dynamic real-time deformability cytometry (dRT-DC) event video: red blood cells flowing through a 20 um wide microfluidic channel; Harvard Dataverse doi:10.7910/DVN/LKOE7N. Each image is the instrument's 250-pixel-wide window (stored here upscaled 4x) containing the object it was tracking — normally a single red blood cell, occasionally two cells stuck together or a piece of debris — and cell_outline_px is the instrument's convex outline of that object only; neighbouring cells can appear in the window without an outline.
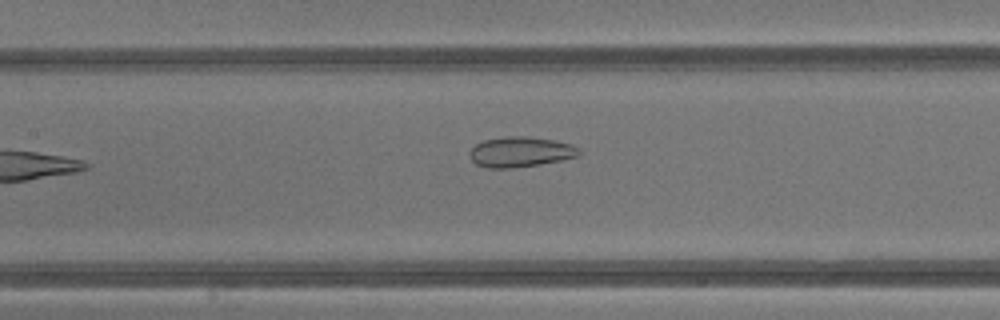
{"species": "common noctule bat (a hibernating species)", "species_latin": "Nyctalus noctula", "temperature_condition": "warm", "stored_images_in_passage": 23, "camera_frame_rate_fps": 3000, "um_per_image_px": 0.085, "animal": {"sex": "male", "body_mass_g": 13.3}, "frame": {"image": 1, "passage_image": 7, "time_ms": 2.0, "image_size_px": [1000, 320], "cell_outline_px": [[580, 152], [576, 156], [560, 160], [540, 164], [512, 168], [488, 168], [476, 164], [472, 160], [468, 152], [476, 144], [484, 140], [504, 136], [528, 136], [552, 140], [572, 144], [580, 148]], "centroid_in_image_um": [44.21, 12.9], "position_along_channel_um": 163.2, "area_um2": 19.25}}
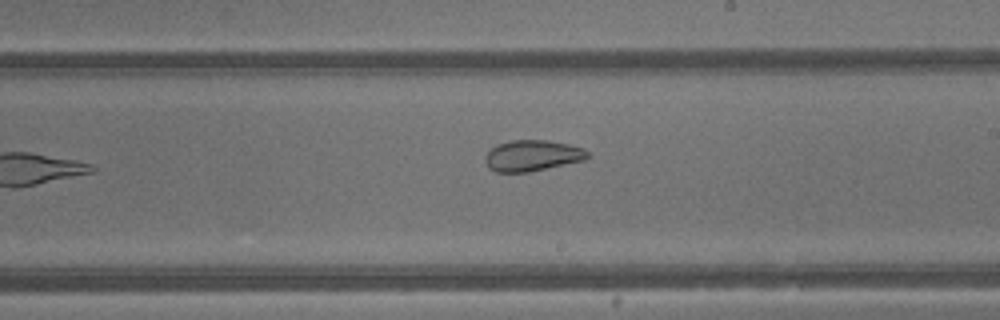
{"frame": {"image": 2, "passage_image": 12, "time_ms": 3.667, "image_size_px": [1000, 320], "cell_outline_px": [[592, 156], [584, 160], [528, 172], [496, 172], [488, 168], [484, 160], [484, 156], [496, 144], [512, 140], [548, 140], [568, 144], [584, 148]], "centroid_in_image_um": [45.24, 13.22], "position_along_channel_um": 243.8, "area_um2": 18.61}}
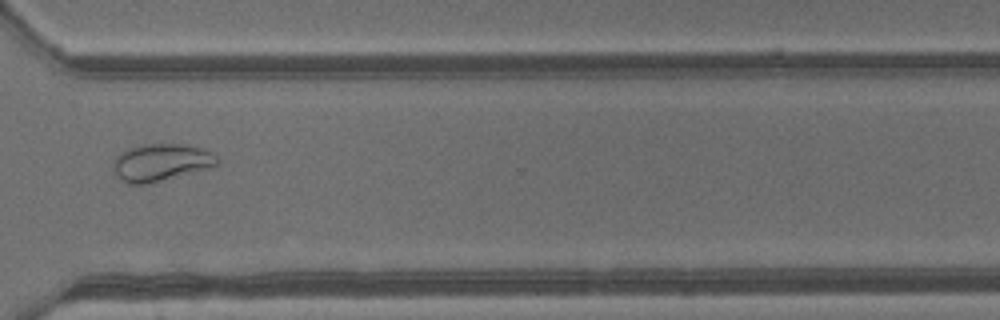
{"frame": {"image": 3, "passage_image": 19, "time_ms": 6.0, "image_size_px": [1000, 320], "cell_outline_px": [[220, 164], [208, 168], [148, 184], [128, 184], [120, 180], [116, 176], [112, 168], [112, 160], [120, 152], [128, 148], [148, 144], [188, 144], [204, 148], [212, 152], [220, 160]], "centroid_in_image_um": [13.67, 13.8], "position_along_channel_um": 356.9, "area_um2": 22.95}, "authors_computed_cell_mechanics": {"area_um2": 19.941, "velocity_mm_per_s": 4.8579, "shape_relaxation_time_tau1_ms": null, "shape_relaxation_time_tau2_ms": 0.9369, "deformation_change_tau1": null, "deformation_change_tau2": 0.0667}}